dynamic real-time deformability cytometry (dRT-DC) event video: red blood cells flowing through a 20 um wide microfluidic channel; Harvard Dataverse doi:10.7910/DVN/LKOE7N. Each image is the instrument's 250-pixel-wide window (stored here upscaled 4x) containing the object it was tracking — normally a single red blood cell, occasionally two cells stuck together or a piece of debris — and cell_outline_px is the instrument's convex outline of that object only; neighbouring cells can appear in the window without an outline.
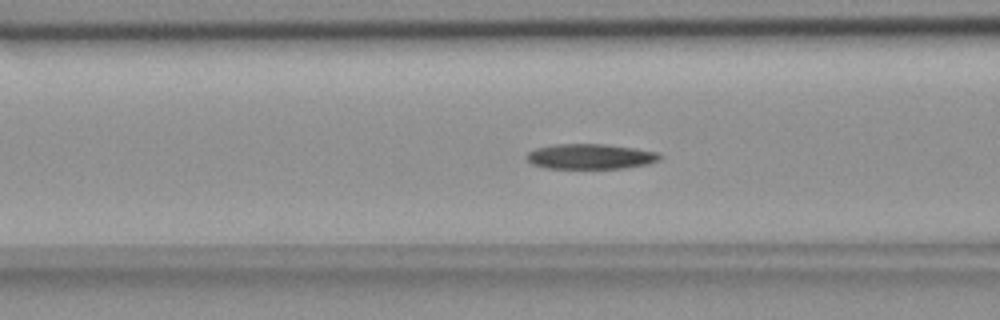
{"species": "common noctule bat (a hibernating species)", "species_latin": "Nyctalus noctula", "temperature_condition": "room temperature", "stored_images_in_passage": 56, "camera_frame_rate_fps": 3000, "um_per_image_px": 0.085, "animal": {"sex": "female", "body_mass_g": 18.4}, "frame": {"image": 1, "passage_image": 22, "time_ms": 7.0, "image_size_px": [1000, 320], "cell_outline_px": [[660, 160], [648, 164], [624, 168], [544, 168], [532, 164], [524, 156], [528, 152], [536, 148], [556, 144], [604, 144], [636, 148], [656, 152], [660, 156]], "centroid_in_image_um": [50.16, 13.3], "position_along_channel_um": 116.4, "area_um2": 19.54}}
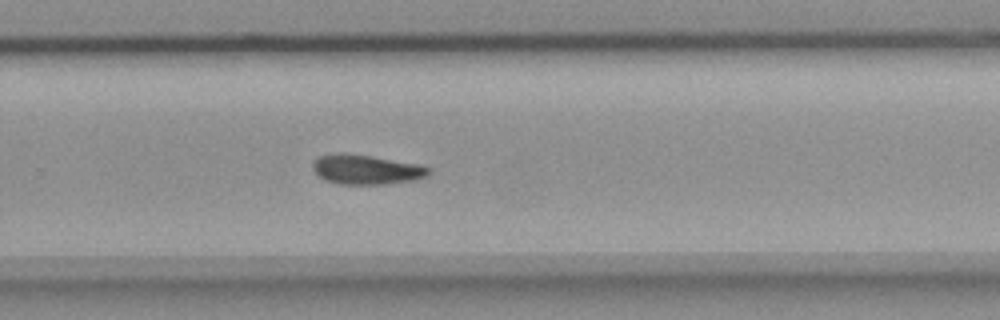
{"frame": {"image": 2, "passage_image": 37, "time_ms": 12.0, "image_size_px": [1000, 320], "cell_outline_px": [[432, 172], [428, 176], [416, 180], [388, 184], [336, 184], [324, 180], [312, 168], [312, 164], [320, 156], [344, 152], [420, 164], [428, 168]], "centroid_in_image_um": [31.17, 14.42], "position_along_channel_um": 298.6, "area_um2": 20.06}}
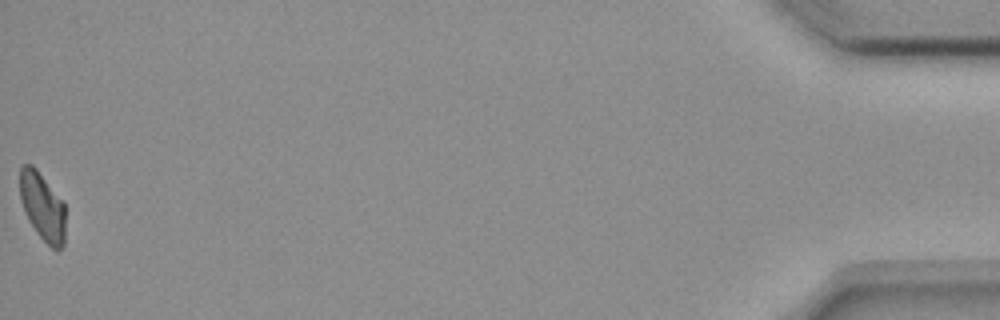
{"frame": {"image": 3, "passage_image": 56, "time_ms": 18.333, "image_size_px": [1000, 320], "cell_outline_px": [[64, 244], [56, 252], [36, 232], [28, 220], [24, 212], [20, 200], [20, 168], [24, 164], [32, 164], [36, 168], [64, 204]], "centroid_in_image_um": [3.58, 17.57], "position_along_channel_um": 431.6, "area_um2": 17.86}}